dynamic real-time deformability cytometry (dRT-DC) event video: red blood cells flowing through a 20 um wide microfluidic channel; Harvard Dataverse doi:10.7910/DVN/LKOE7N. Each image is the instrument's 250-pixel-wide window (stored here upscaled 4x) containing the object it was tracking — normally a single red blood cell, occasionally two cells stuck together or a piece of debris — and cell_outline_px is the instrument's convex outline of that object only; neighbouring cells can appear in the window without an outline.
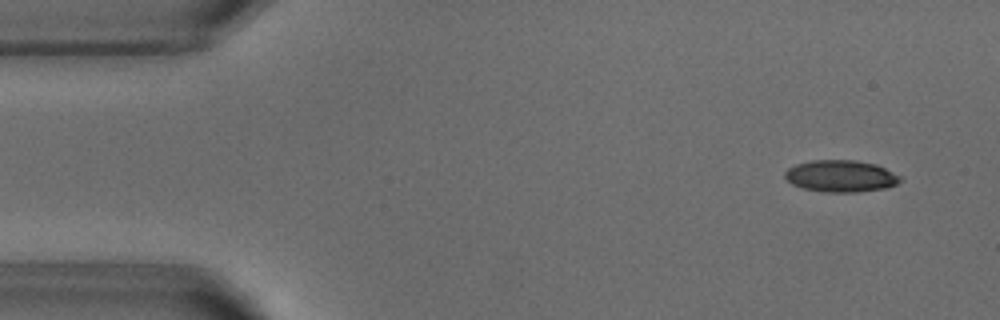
{"species": "common noctule bat (a hibernating species)", "species_latin": "Nyctalus noctula", "temperature_condition": "warm", "stored_images_in_passage": 50, "camera_frame_rate_fps": 3000, "um_per_image_px": 0.085, "animal": {"sex": "male", "body_mass_g": 18.8}, "frame": {"image": 1, "passage_image": 2, "time_ms": 0.333, "image_size_px": [1000, 320], "cell_outline_px": [[904, 180], [896, 184], [884, 188], [856, 192], [824, 192], [804, 188], [792, 184], [784, 176], [784, 172], [788, 168], [796, 164], [812, 160], [856, 160], [876, 164], [900, 176]], "centroid_in_image_um": [71.46, 14.96], "position_along_channel_um": 13.5, "area_um2": 21.33}}
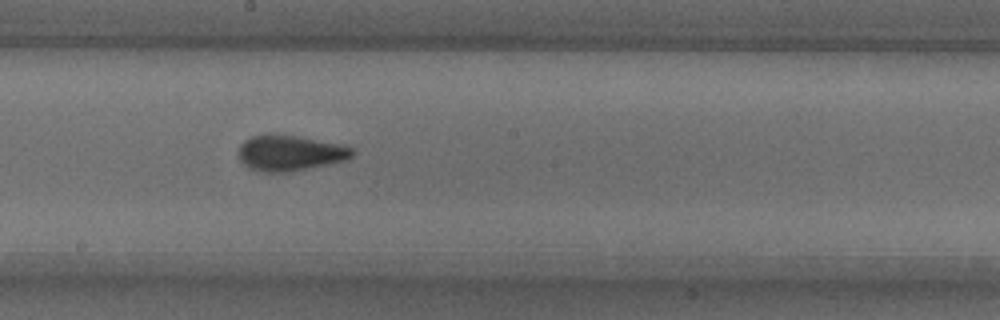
{"frame": {"image": 2, "passage_image": 26, "time_ms": 8.333, "image_size_px": [1000, 320], "cell_outline_px": [[352, 156], [344, 160], [288, 172], [264, 172], [248, 168], [240, 160], [236, 152], [240, 144], [244, 140], [252, 136], [296, 136], [340, 144], [352, 148]], "centroid_in_image_um": [24.57, 13.02], "position_along_channel_um": 223.6, "area_um2": 23.0}}
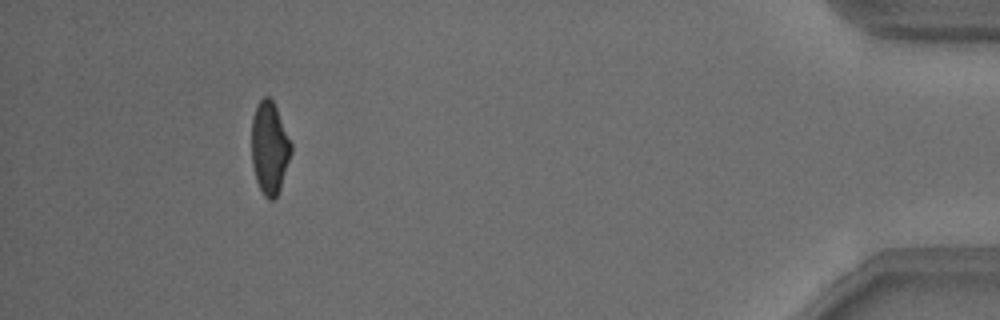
{"frame": {"image": 3, "passage_image": 46, "time_ms": 15.0, "image_size_px": [1000, 320], "cell_outline_px": [[292, 152], [280, 188], [276, 196], [272, 200], [268, 200], [264, 196], [256, 180], [252, 164], [252, 116], [260, 100], [264, 96], [268, 96], [272, 100], [276, 108], [292, 144]], "centroid_in_image_um": [22.91, 12.58], "position_along_channel_um": 412.3, "area_um2": 21.1}, "authors_computed_cell_mechanics": {"area_um2": 22.0507, "velocity_mm_per_s": 3.8285, "shape_relaxation_time_tau1_ms": 4.6237, "shape_relaxation_time_tau2_ms": 1.091, "deformation_change_tau1": 0.1518, "deformation_change_tau2": 0.0752}}